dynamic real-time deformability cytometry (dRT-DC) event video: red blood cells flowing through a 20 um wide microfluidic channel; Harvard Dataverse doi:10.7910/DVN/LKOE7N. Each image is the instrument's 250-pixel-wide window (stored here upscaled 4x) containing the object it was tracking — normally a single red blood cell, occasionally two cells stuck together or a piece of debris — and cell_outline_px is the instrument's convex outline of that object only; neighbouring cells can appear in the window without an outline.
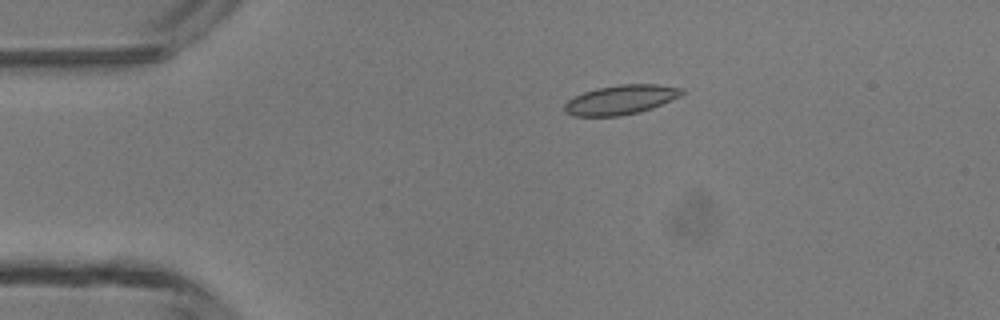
{"species": "common noctule bat (a hibernating species)", "species_latin": "Nyctalus noctula", "temperature_condition": "room temperature", "stored_images_in_passage": 12, "camera_frame_rate_fps": 3000, "um_per_image_px": 0.085, "animal": {"sex": "male", "body_mass_g": 13.3}, "frame": {"image": 1, "passage_image": 10, "time_ms": 3.0, "image_size_px": [1000, 320], "cell_outline_px": [[684, 92], [680, 96], [672, 100], [652, 108], [640, 112], [620, 116], [572, 116], [564, 112], [564, 104], [572, 96], [596, 88], [620, 84], [660, 84], [684, 88]], "centroid_in_image_um": [52.76, 8.47], "position_along_channel_um": 32.2, "area_um2": 20.4}}